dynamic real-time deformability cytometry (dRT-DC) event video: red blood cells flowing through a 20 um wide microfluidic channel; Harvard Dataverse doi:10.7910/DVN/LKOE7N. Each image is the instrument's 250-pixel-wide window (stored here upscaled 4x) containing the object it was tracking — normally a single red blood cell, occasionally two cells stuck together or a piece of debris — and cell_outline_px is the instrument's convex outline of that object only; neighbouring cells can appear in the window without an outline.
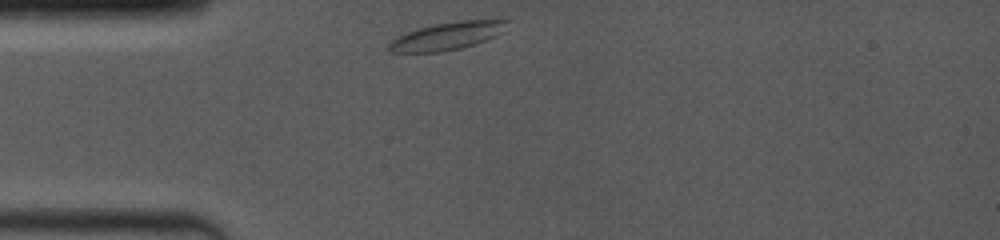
{"species": "common noctule bat (a hibernating species)", "species_latin": "Nyctalus noctula", "temperature_condition": "room temperature", "stored_images_in_passage": 38, "camera_frame_rate_fps": 4000, "um_per_image_px": 0.085, "animal": {"sex": "female", "body_mass_g": 19.0, "forearm_length_mm": 53.3}, "frame": {"image": 1, "passage_image": 1, "time_ms": 0.0, "image_size_px": [1000, 240], "cell_outline_px": [[508, 20], [504, 32], [496, 36], [476, 44], [460, 48], [440, 52], [392, 52], [388, 48], [388, 44], [396, 36], [416, 28], [456, 20], [500, 16]], "centroid_in_image_um": [38.14, 3.0], "position_along_channel_um": 46.9, "area_um2": 19.88}}
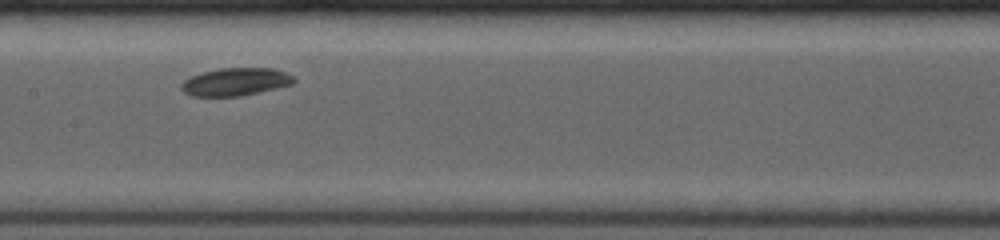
{"frame": {"image": 2, "passage_image": 20, "time_ms": 4.0, "image_size_px": [1000, 240], "cell_outline_px": [[296, 80], [292, 84], [260, 92], [240, 96], [192, 96], [184, 92], [180, 88], [180, 84], [184, 80], [192, 76], [204, 72], [220, 68], [272, 68], [288, 72]], "centroid_in_image_um": [20.03, 6.95], "position_along_channel_um": 187.4, "area_um2": 18.21}}
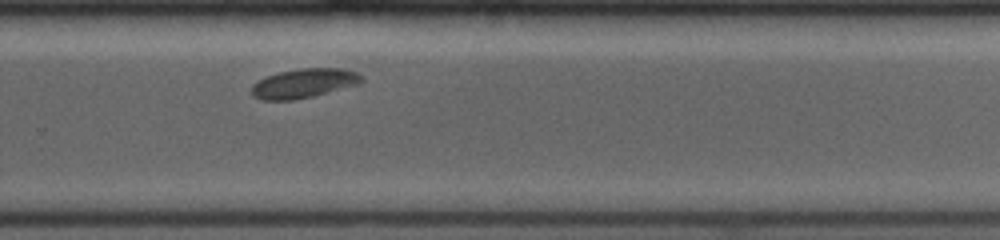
{"frame": {"image": 3, "passage_image": 38, "time_ms": 7.0, "image_size_px": [1000, 240], "cell_outline_px": [[364, 80], [356, 84], [312, 96], [292, 100], [260, 100], [252, 96], [252, 84], [268, 76], [280, 72], [300, 68], [344, 68], [360, 72], [364, 76]], "centroid_in_image_um": [25.85, 7.07], "position_along_channel_um": 303.9, "area_um2": 18.67}}